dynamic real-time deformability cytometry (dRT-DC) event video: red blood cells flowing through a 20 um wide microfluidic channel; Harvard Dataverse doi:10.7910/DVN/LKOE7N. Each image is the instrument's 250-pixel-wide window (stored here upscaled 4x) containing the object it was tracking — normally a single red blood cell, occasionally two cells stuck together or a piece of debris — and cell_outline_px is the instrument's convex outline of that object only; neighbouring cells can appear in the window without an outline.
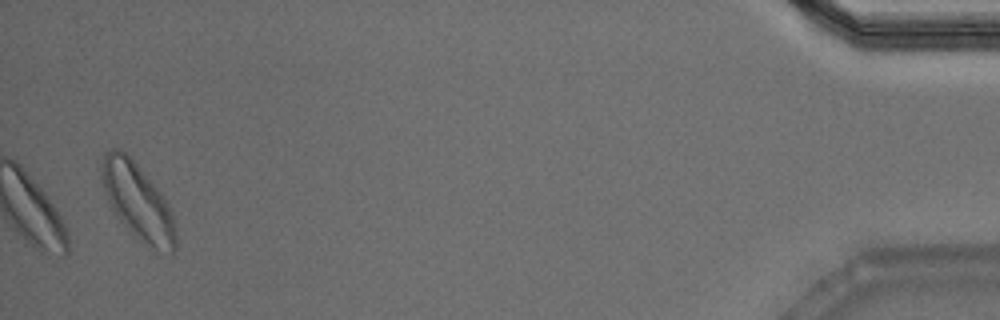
{"species": "Egyptian fruit bat (a non-hibernating species)", "species_latin": "Rousettus aegyptiacus", "temperature_condition": "warm", "stored_images_in_passage": 38, "camera_frame_rate_fps": 3000, "um_per_image_px": 0.085, "animal": {"sex": "male"}, "frame": {"image": 1, "passage_image": 38, "time_ms": 12.333, "image_size_px": [1000, 320], "cell_outline_px": [[176, 248], [172, 252], [156, 248], [148, 244], [132, 232], [116, 216], [104, 192], [100, 180], [100, 168], [104, 152], [112, 148], [120, 148], [136, 164], [164, 196], [172, 212], [176, 232]], "centroid_in_image_um": [11.67, 17.06], "position_along_channel_um": 423.5, "area_um2": 32.31}, "authors_computed_cell_mechanics": {"area_um2": 20.6924, "velocity_mm_per_s": 3.8461, "shape_relaxation_time_tau1_ms": 1.5107, "shape_relaxation_time_tau2_ms": 3.7546, "deformation_change_tau1": 0.1, "deformation_change_tau2": 0.1144}}